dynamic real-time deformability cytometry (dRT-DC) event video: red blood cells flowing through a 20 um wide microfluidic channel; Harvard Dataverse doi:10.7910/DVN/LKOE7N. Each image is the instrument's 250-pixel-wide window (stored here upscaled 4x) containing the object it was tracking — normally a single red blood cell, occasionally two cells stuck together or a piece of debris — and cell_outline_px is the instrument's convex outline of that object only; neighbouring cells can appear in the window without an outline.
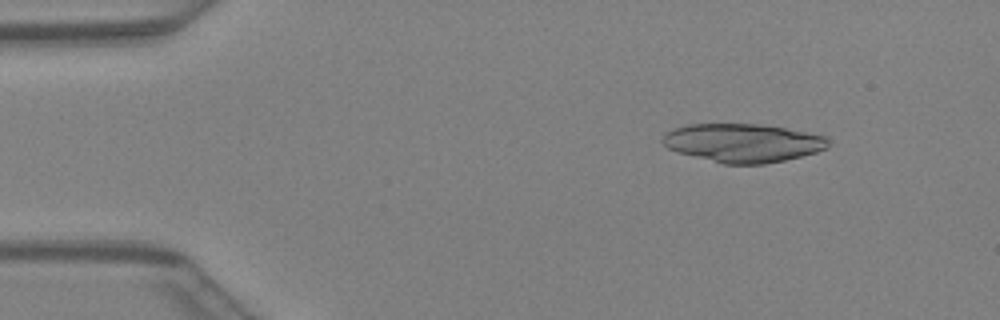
{"species": "Egyptian fruit bat (a non-hibernating species)", "species_latin": "Rousettus aegyptiacus", "temperature_condition": "warm", "stored_images_in_passage": 19, "camera_frame_rate_fps": 3000, "um_per_image_px": 0.085, "animal": {"sex": "female"}, "frame": {"image": 1, "passage_image": 6, "time_ms": 1.667, "image_size_px": [1000, 320], "cell_outline_px": [[828, 148], [816, 152], [784, 160], [764, 164], [724, 164], [676, 152], [668, 148], [660, 140], [668, 132], [684, 124], [760, 124], [784, 128], [828, 136]], "centroid_in_image_um": [63.14, 12.15], "position_along_channel_um": 21.9, "area_um2": 37.11}}